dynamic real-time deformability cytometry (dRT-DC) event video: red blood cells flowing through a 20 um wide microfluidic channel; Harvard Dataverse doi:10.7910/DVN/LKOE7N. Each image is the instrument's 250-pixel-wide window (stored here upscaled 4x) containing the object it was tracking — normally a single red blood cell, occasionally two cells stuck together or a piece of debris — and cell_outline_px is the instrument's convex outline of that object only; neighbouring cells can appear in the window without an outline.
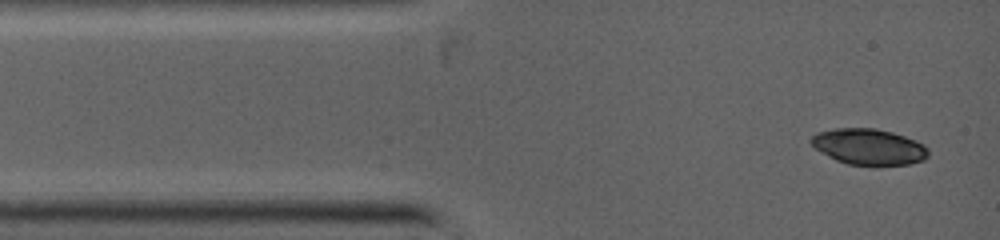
{"species": "common noctule bat (a hibernating species)", "species_latin": "Nyctalus noctula", "temperature_condition": "warm", "stored_images_in_passage": 4, "camera_frame_rate_fps": 5000, "um_per_image_px": 0.085, "animal": {"sex": "female", "body_mass_g": 19.0, "forearm_length_mm": 53.3}, "frame": {"image": 1, "passage_image": 1, "time_ms": 0.0, "image_size_px": [1000, 240], "cell_outline_px": [[928, 156], [924, 160], [908, 164], [848, 164], [836, 160], [816, 148], [808, 140], [816, 132], [836, 128], [876, 128], [892, 132], [916, 140], [924, 144], [928, 148]], "centroid_in_image_um": [73.86, 12.45], "position_along_channel_um": 11.1, "area_um2": 24.33}}
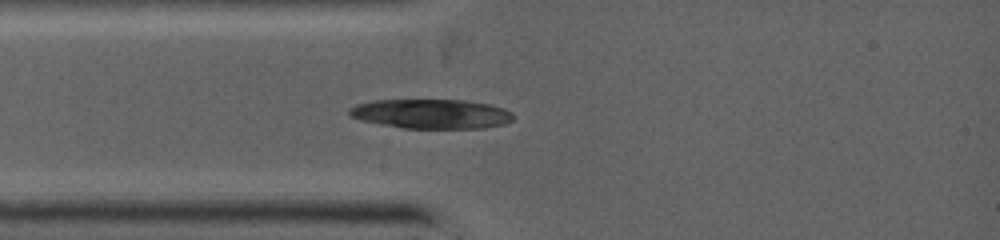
{"frame": {"image": 2, "passage_image": 4, "time_ms": 1.8, "image_size_px": [1000, 240], "cell_outline_px": [[512, 120], [504, 124], [484, 128], [404, 128], [360, 120], [348, 116], [348, 108], [356, 104], [372, 100], [464, 100], [488, 104], [504, 108], [512, 112]], "centroid_in_image_um": [36.62, 9.67], "position_along_channel_um": 48.4, "area_um2": 28.21}}